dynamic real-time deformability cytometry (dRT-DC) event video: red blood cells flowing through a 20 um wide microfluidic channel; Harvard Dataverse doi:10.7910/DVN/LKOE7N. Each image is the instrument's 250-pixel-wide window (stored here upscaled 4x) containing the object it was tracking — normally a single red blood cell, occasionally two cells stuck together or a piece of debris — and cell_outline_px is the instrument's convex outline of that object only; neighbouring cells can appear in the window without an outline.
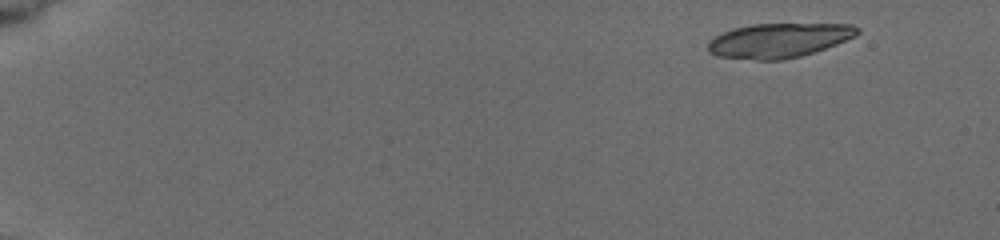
{"species": "common noctule bat (a hibernating species)", "species_latin": "Nyctalus noctula", "temperature_condition": "cold", "stored_images_in_passage": 9, "camera_frame_rate_fps": 3000, "um_per_image_px": 0.085, "animal": {"sex": "female", "body_mass_g": 19.5, "forearm_length_mm": 54.1}, "frame": {"image": 1, "passage_image": 2, "time_ms": 0.667, "image_size_px": [1000, 240], "cell_outline_px": [[860, 32], [856, 36], [836, 44], [800, 56], [784, 60], [756, 60], [716, 56], [708, 52], [708, 40], [724, 32], [736, 28], [752, 24], [852, 24], [860, 28]], "centroid_in_image_um": [66.2, 3.43], "position_along_channel_um": 18.8, "area_um2": 29.88}}
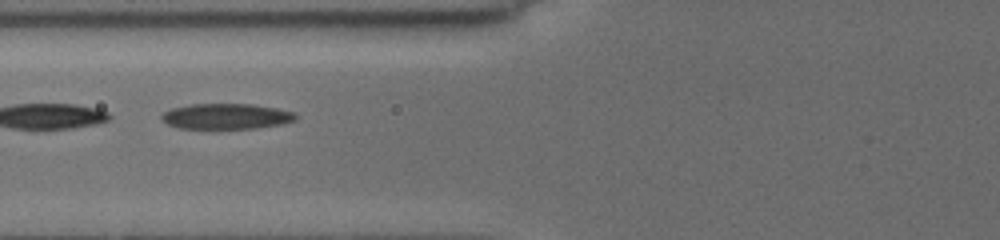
{"frame": {"image": 2, "passage_image": 9, "time_ms": 7.0, "image_size_px": [1000, 240], "cell_outline_px": [[296, 120], [280, 124], [256, 128], [176, 128], [160, 120], [160, 116], [164, 112], [172, 108], [188, 104], [252, 104], [276, 108], [296, 112]], "centroid_in_image_um": [19.2, 9.88], "position_along_channel_um": 106.6, "area_um2": 20.0}}